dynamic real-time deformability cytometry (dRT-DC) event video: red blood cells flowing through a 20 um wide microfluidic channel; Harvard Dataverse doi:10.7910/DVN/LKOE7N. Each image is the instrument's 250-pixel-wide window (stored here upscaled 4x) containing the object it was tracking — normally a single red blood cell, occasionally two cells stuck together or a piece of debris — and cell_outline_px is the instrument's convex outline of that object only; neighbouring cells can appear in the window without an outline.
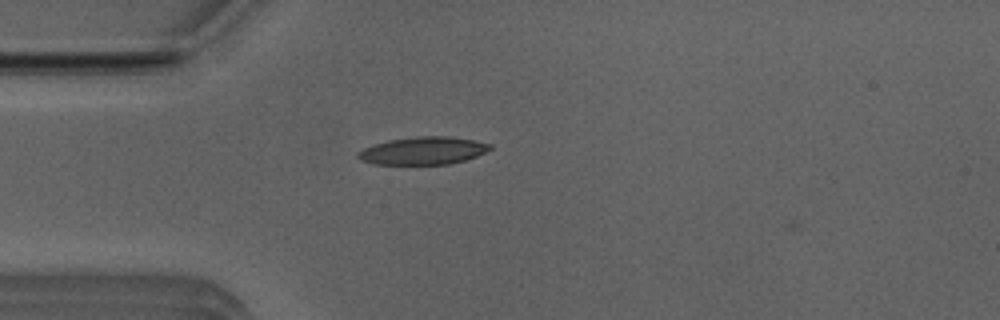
{"species": "Egyptian fruit bat (a non-hibernating species)", "species_latin": "Rousettus aegyptiacus", "temperature_condition": "room temperature", "stored_images_in_passage": 4, "camera_frame_rate_fps": 3000, "um_per_image_px": 0.085, "animal": {"sex": "male"}, "frame": {"image": 1, "passage_image": 3, "time_ms": 0.667, "image_size_px": [1000, 320], "cell_outline_px": [[492, 148], [476, 156], [464, 160], [448, 164], [372, 164], [360, 160], [356, 156], [356, 152], [364, 148], [388, 140], [416, 136], [448, 136], [472, 140], [492, 144]], "centroid_in_image_um": [35.93, 12.81], "position_along_channel_um": 49.1, "area_um2": 21.21}}